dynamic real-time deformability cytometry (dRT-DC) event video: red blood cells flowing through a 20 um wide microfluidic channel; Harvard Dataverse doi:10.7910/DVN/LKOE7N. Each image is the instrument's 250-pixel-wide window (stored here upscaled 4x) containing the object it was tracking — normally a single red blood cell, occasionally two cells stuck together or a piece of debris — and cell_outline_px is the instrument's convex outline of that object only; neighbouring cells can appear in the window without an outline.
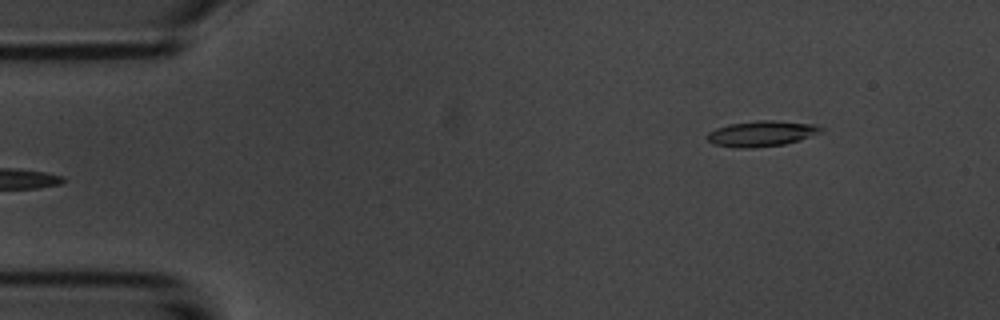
{"species": "common noctule bat (a hibernating species)", "species_latin": "Nyctalus noctula", "temperature_condition": "room temperature", "stored_images_in_passage": 4, "segment_of_instrument_passage": [2, 2], "camera_frame_rate_fps": 3000, "um_per_image_px": 0.085, "animal": {"sex": "male", "body_mass_g": 20.1, "forearm_length_mm": 53.5}, "frame": {"image": 1, "passage_image": 4, "time_ms": 3.333, "image_size_px": [1000, 320], "cell_outline_px": [[824, 132], [800, 140], [784, 144], [748, 148], [736, 148], [712, 144], [708, 140], [708, 132], [716, 128], [728, 124], [756, 120], [776, 120], [816, 124], [824, 128]], "centroid_in_image_um": [64.77, 11.34], "position_along_channel_um": 20.2, "area_um2": 17.22}}